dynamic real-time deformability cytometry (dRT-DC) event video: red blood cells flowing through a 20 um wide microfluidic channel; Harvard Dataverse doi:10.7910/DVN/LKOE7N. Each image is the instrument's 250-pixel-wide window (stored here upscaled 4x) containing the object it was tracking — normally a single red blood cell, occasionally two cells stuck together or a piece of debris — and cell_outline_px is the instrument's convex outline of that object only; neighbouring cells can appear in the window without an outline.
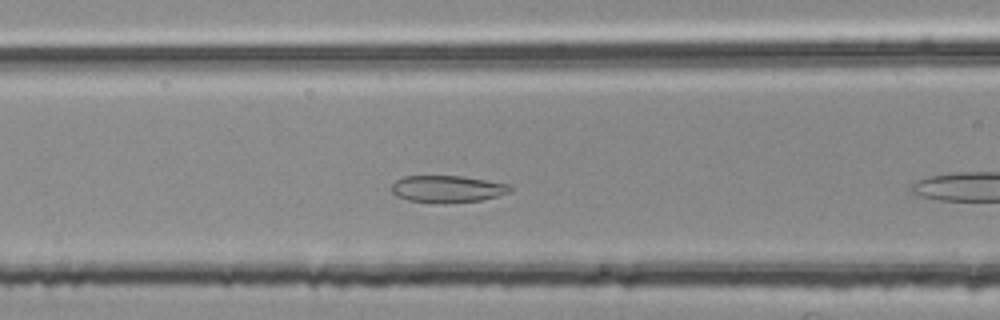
{"species": "common noctule bat (a hibernating species)", "species_latin": "Nyctalus noctula", "temperature_condition": "room temperature", "stored_images_in_passage": 9, "camera_frame_rate_fps": 3000, "um_per_image_px": 0.085, "animal": {"sex": "female", "body_mass_g": 25.1}, "frame": {"image": 1, "passage_image": 7, "time_ms": 2.0, "image_size_px": [1000, 320], "cell_outline_px": [[512, 188], [508, 192], [496, 196], [480, 200], [408, 200], [396, 196], [392, 192], [392, 184], [396, 180], [404, 176], [460, 176], [512, 184]], "centroid_in_image_um": [38.03, 16.0], "position_along_channel_um": 128.6, "area_um2": 17.63}}